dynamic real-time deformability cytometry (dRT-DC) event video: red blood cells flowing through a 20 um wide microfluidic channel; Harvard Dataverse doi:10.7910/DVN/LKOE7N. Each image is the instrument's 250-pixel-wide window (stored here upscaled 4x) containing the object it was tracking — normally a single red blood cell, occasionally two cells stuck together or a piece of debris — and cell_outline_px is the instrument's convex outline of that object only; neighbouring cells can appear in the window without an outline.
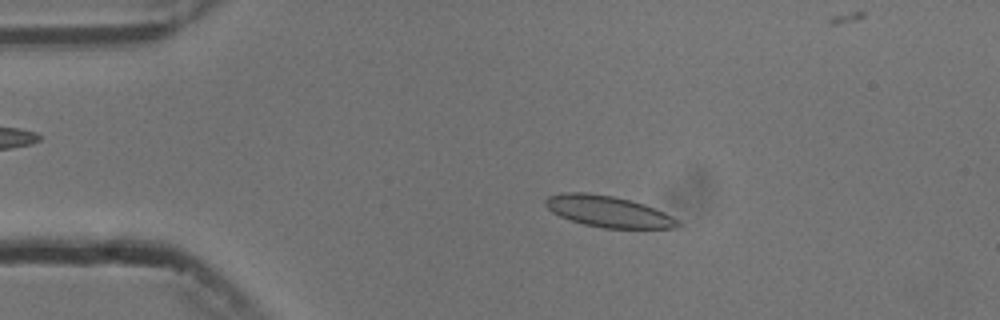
{"species": "common noctule bat (a hibernating species)", "species_latin": "Nyctalus noctula", "temperature_condition": "cold", "stored_images_in_passage": 5, "camera_frame_rate_fps": 3000, "um_per_image_px": 0.085, "animal": {"sex": "male", "body_mass_g": 13.3}, "frame": {"image": 1, "passage_image": 3, "time_ms": 2.333, "image_size_px": [1000, 320], "cell_outline_px": [[680, 224], [676, 228], [604, 228], [584, 224], [560, 216], [552, 212], [544, 204], [544, 200], [548, 196], [560, 192], [588, 192], [612, 196], [632, 200], [644, 204], [664, 212], [680, 220]], "centroid_in_image_um": [51.69, 17.96], "position_along_channel_um": 33.3, "area_um2": 24.16}}
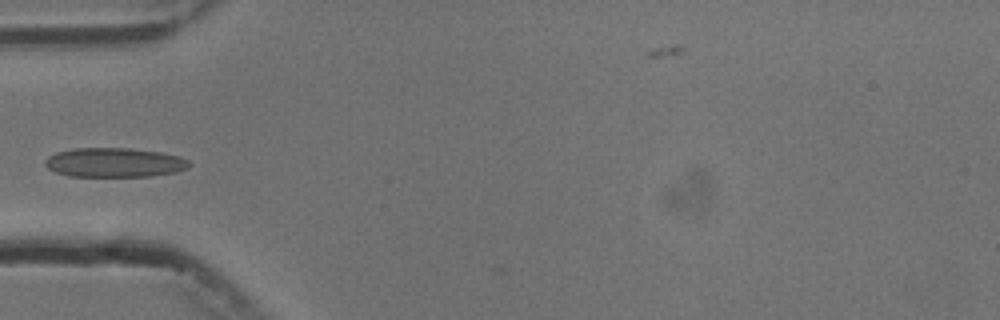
{"frame": {"image": 2, "passage_image": 5, "time_ms": 4.667, "image_size_px": [1000, 320], "cell_outline_px": [[192, 164], [188, 168], [176, 172], [152, 176], [68, 176], [56, 172], [48, 168], [44, 164], [44, 160], [48, 156], [56, 152], [76, 148], [128, 148], [160, 152], [180, 156], [188, 160]], "centroid_in_image_um": [9.73, 13.81], "position_along_channel_um": 75.3, "area_um2": 24.74}}